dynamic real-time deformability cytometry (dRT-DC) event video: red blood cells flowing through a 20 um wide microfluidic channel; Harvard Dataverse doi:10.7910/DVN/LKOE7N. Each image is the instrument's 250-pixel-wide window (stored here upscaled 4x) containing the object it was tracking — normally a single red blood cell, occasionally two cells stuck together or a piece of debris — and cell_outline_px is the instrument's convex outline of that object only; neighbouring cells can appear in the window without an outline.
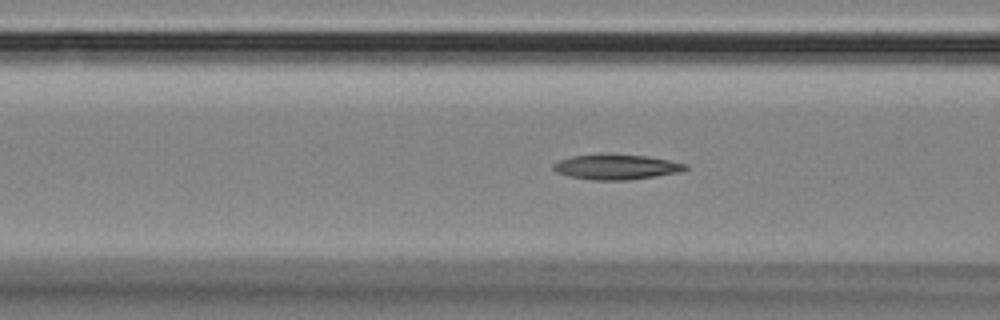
{"species": "Egyptian fruit bat (a non-hibernating species)", "species_latin": "Rousettus aegyptiacus", "temperature_condition": "room temperature", "stored_images_in_passage": 47, "camera_frame_rate_fps": 3000, "um_per_image_px": 0.085, "animal": {"sex": "female"}, "frame": {"image": 1, "passage_image": 12, "time_ms": 3.667, "image_size_px": [1000, 320], "cell_outline_px": [[688, 168], [680, 172], [656, 176], [628, 180], [592, 180], [568, 176], [556, 172], [552, 168], [552, 164], [560, 160], [572, 156], [644, 156], [668, 160], [688, 164]], "centroid_in_image_um": [52.39, 14.23], "position_along_channel_um": 114.2, "area_um2": 18.67}}
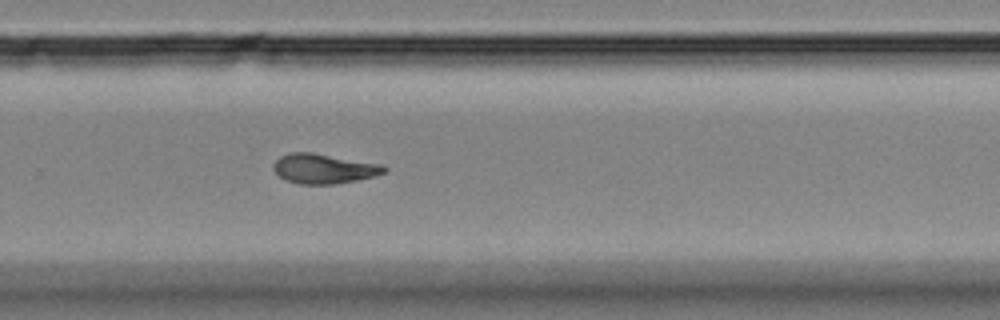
{"frame": {"image": 2, "passage_image": 28, "time_ms": 9.0, "image_size_px": [1000, 320], "cell_outline_px": [[388, 172], [356, 180], [336, 184], [296, 184], [284, 180], [272, 168], [272, 164], [280, 156], [288, 152], [312, 152], [384, 164], [388, 168]], "centroid_in_image_um": [27.53, 14.33], "position_along_channel_um": 302.3, "area_um2": 19.54}}
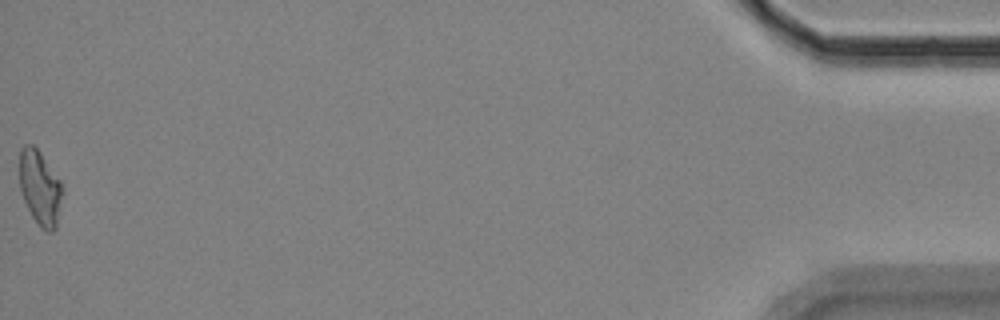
{"frame": {"image": 3, "passage_image": 47, "time_ms": 15.333, "image_size_px": [1000, 320], "cell_outline_px": [[60, 196], [56, 228], [52, 232], [48, 232], [40, 228], [32, 216], [24, 200], [20, 188], [20, 148], [24, 144], [32, 144], [36, 148], [60, 180]], "centroid_in_image_um": [3.36, 15.96], "position_along_channel_um": 431.8, "area_um2": 18.03}, "authors_computed_cell_mechanics": {"area_um2": 18.8428, "velocity_mm_per_s": 3.5248, "shape_relaxation_time_tau1_ms": 8.0463, "shape_relaxation_time_tau2_ms": 4.9247, "deformation_change_tau1": 0.2097, "deformation_change_tau2": 0.1224}}